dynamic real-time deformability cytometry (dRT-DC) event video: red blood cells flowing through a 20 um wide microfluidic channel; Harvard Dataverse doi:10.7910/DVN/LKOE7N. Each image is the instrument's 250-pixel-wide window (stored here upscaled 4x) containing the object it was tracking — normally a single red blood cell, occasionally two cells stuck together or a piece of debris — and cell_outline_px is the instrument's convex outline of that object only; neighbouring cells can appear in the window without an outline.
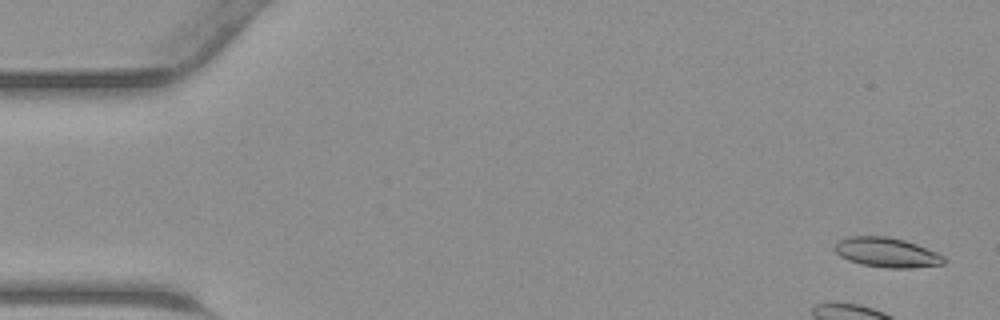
{"species": "common noctule bat (a hibernating species)", "species_latin": "Nyctalus noctula", "temperature_condition": "warm", "stored_images_in_passage": 9, "camera_frame_rate_fps": 3000, "um_per_image_px": 0.085, "animal": {"sex": "male", "body_mass_g": 23.1, "forearm_length_mm": 52.7}, "frame": {"image": 1, "passage_image": 2, "time_ms": 0.333, "image_size_px": [1000, 320], "cell_outline_px": [[948, 260], [944, 264], [912, 268], [888, 268], [860, 264], [848, 260], [840, 256], [832, 248], [840, 240], [848, 236], [888, 236], [904, 240], [916, 244], [936, 252], [944, 256]], "centroid_in_image_um": [75.38, 21.46], "position_along_channel_um": 9.6, "area_um2": 19.02}}